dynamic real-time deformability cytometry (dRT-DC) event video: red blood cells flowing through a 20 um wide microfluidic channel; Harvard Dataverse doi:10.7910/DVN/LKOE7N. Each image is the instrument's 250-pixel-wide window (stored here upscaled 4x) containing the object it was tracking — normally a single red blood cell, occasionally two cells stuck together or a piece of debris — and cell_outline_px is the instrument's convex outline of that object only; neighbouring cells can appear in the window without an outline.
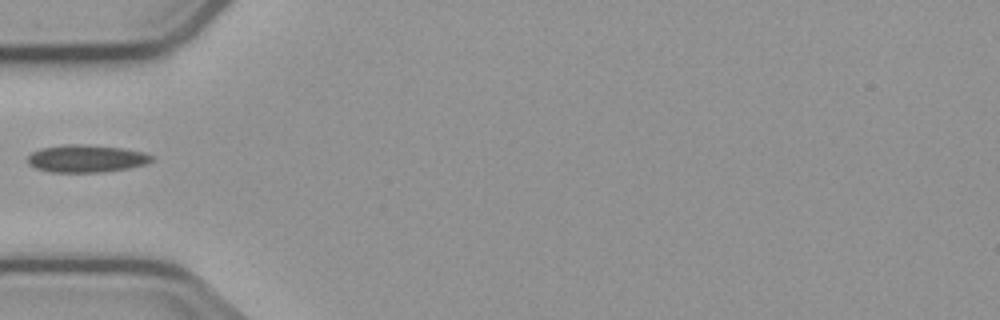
{"species": "common noctule bat (a hibernating species)", "species_latin": "Nyctalus noctula", "temperature_condition": "cold", "stored_images_in_passage": 2, "camera_frame_rate_fps": 3000, "um_per_image_px": 0.085, "animal": {"sex": "male", "body_mass_g": 23.1, "forearm_length_mm": 52.7}, "frame": {"image": 1, "passage_image": 1, "time_ms": 0.0, "image_size_px": [1000, 320], "cell_outline_px": [[152, 160], [144, 164], [128, 168], [104, 172], [52, 172], [36, 168], [28, 164], [28, 156], [32, 152], [40, 148], [64, 144], [80, 144], [120, 148], [140, 152], [152, 156]], "centroid_in_image_um": [7.27, 13.48], "position_along_channel_um": 77.7, "area_um2": 19.59}}
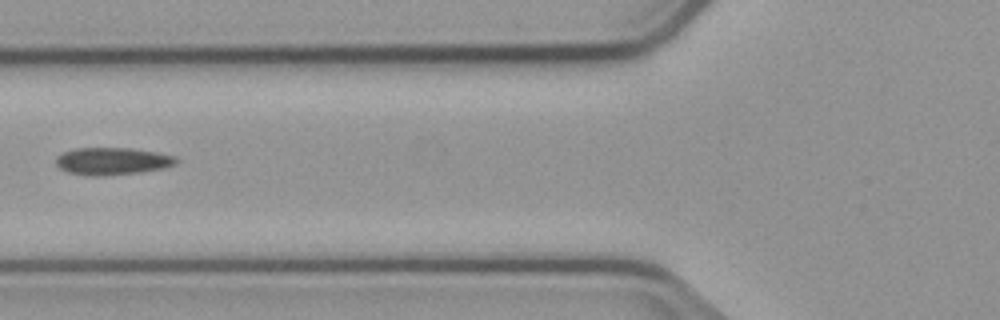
{"frame": {"image": 2, "passage_image": 2, "time_ms": 1.0, "image_size_px": [1000, 320], "cell_outline_px": [[180, 160], [176, 164], [164, 168], [140, 172], [100, 176], [88, 176], [68, 172], [60, 168], [56, 164], [56, 160], [64, 152], [76, 148], [132, 148], [156, 152], [176, 156]], "centroid_in_image_um": [9.6, 13.7], "position_along_channel_um": 116.2, "area_um2": 19.13}}